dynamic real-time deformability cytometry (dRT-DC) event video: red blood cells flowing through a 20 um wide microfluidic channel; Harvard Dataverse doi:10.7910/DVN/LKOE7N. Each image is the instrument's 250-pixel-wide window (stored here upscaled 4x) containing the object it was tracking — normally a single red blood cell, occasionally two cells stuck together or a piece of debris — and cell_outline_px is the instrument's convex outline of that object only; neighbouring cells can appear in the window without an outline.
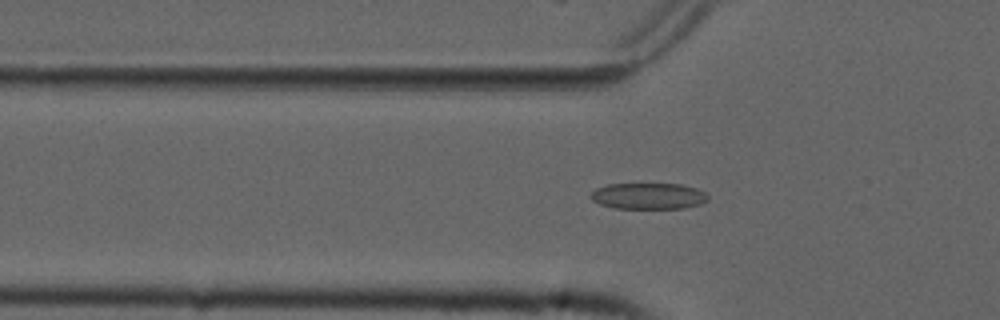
{"species": "common noctule bat (a hibernating species)", "species_latin": "Nyctalus noctula", "temperature_condition": "cold", "stored_images_in_passage": 49, "camera_frame_rate_fps": 3000, "um_per_image_px": 0.085, "animal": {"sex": "male", "forearm_length_mm": 52.5}, "frame": {"image": 1, "passage_image": 13, "time_ms": 4.0, "image_size_px": [1000, 320], "cell_outline_px": [[708, 200], [700, 204], [684, 208], [616, 208], [600, 204], [592, 200], [588, 196], [596, 188], [608, 184], [680, 184], [696, 188], [704, 192], [708, 196]], "centroid_in_image_um": [55.1, 16.66], "position_along_channel_um": 70.7, "area_um2": 17.86}}
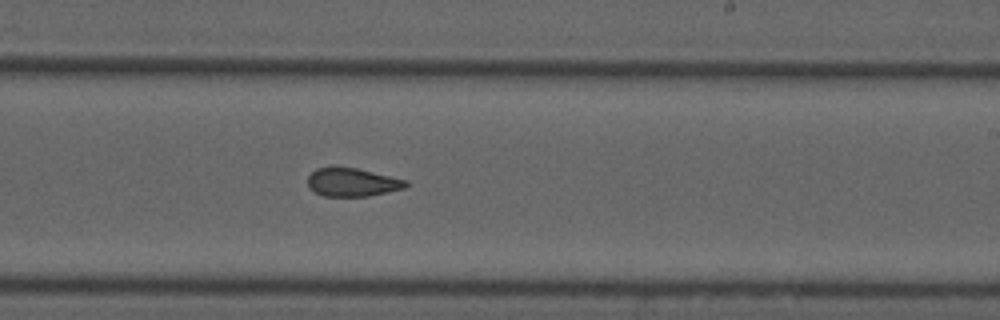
{"frame": {"image": 2, "passage_image": 28, "time_ms": 9.0, "image_size_px": [1000, 320], "cell_outline_px": [[408, 184], [404, 188], [368, 196], [324, 196], [308, 188], [308, 176], [316, 168], [332, 164], [356, 168], [408, 180]], "centroid_in_image_um": [29.89, 15.45], "position_along_channel_um": 259.1, "area_um2": 16.53}}
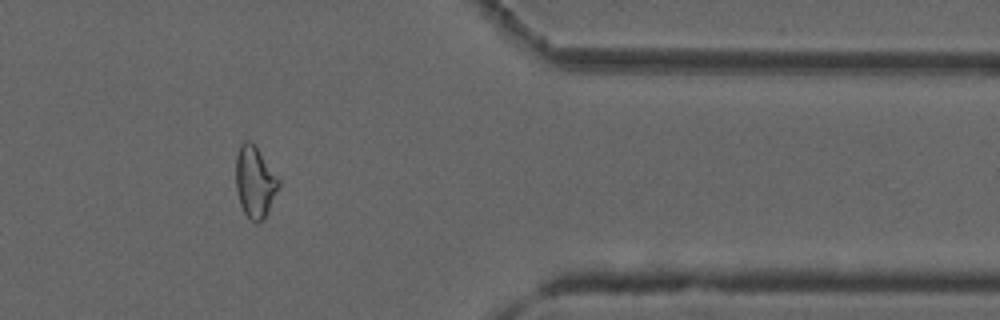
{"frame": {"image": 3, "passage_image": 40, "time_ms": 13.0, "image_size_px": [1000, 320], "cell_outline_px": [[280, 184], [268, 212], [264, 220], [256, 224], [252, 224], [248, 220], [240, 204], [236, 188], [236, 156], [240, 144], [244, 140], [248, 140], [256, 148], [280, 180]], "centroid_in_image_um": [21.65, 15.54], "position_along_channel_um": 389.7, "area_um2": 17.8}, "authors_computed_cell_mechanics": {"area_um2": 17.8602, "velocity_mm_per_s": 3.7666, "shape_relaxation_time_tau1_ms": null, "shape_relaxation_time_tau2_ms": 3.204, "deformation_change_tau1": null, "deformation_change_tau2": 0.0839}}